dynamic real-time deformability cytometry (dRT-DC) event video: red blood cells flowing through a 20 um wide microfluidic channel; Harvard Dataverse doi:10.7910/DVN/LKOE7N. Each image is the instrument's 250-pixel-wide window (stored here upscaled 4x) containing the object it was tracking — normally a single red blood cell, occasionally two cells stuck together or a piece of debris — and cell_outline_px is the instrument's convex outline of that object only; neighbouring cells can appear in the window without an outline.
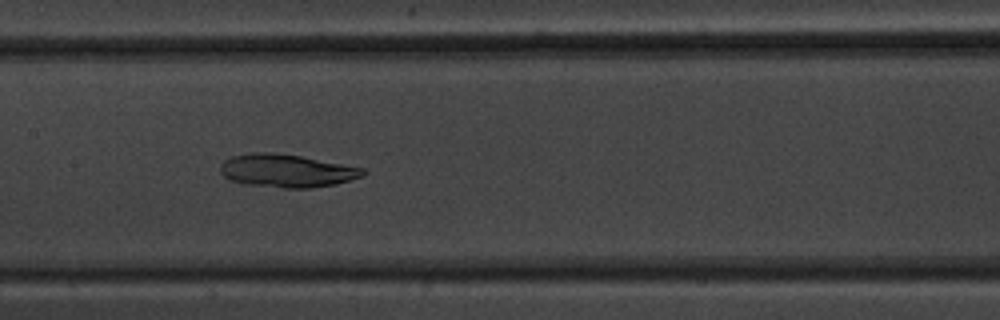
{"species": "common noctule bat (a hibernating species)", "species_latin": "Nyctalus noctula", "temperature_condition": "warm", "stored_images_in_passage": 47, "camera_frame_rate_fps": 3000, "um_per_image_px": 0.085, "animal": {"sex": "male", "body_mass_g": 20.1, "forearm_length_mm": 53.5}, "frame": {"image": 1, "passage_image": 22, "time_ms": 7.0, "image_size_px": [1000, 320], "cell_outline_px": [[368, 172], [364, 176], [336, 184], [312, 188], [284, 188], [244, 184], [228, 180], [220, 172], [220, 164], [224, 160], [232, 156], [252, 152], [272, 152], [300, 156], [364, 168]], "centroid_in_image_um": [24.36, 14.52], "position_along_channel_um": 183.0, "area_um2": 27.69}}
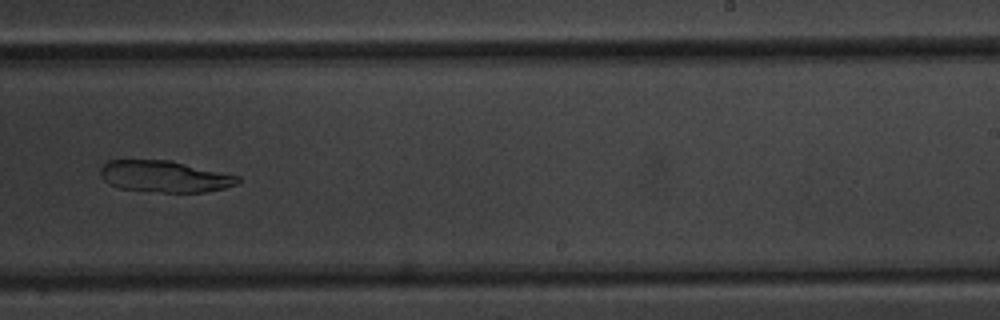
{"frame": {"image": 2, "passage_image": 29, "time_ms": 9.333, "image_size_px": [1000, 320], "cell_outline_px": [[240, 180], [236, 184], [224, 188], [204, 192], [164, 192], [120, 188], [108, 184], [100, 176], [100, 168], [108, 160], [172, 160], [240, 176]], "centroid_in_image_um": [13.99, 14.99], "position_along_channel_um": 275.0, "area_um2": 25.26}}
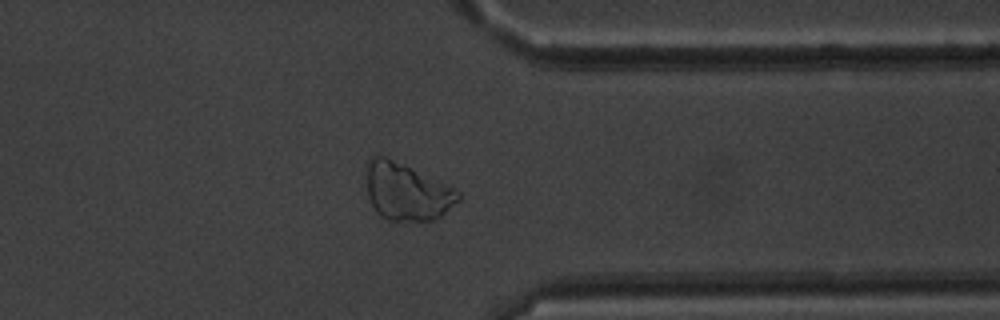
{"frame": {"image": 3, "passage_image": 37, "time_ms": 12.0, "image_size_px": [1000, 320], "cell_outline_px": [[460, 200], [436, 220], [388, 220], [380, 216], [376, 212], [368, 196], [364, 164], [372, 156], [384, 156], [404, 164], [456, 188], [460, 192]], "centroid_in_image_um": [34.55, 16.28], "position_along_channel_um": 376.8, "area_um2": 30.98}}